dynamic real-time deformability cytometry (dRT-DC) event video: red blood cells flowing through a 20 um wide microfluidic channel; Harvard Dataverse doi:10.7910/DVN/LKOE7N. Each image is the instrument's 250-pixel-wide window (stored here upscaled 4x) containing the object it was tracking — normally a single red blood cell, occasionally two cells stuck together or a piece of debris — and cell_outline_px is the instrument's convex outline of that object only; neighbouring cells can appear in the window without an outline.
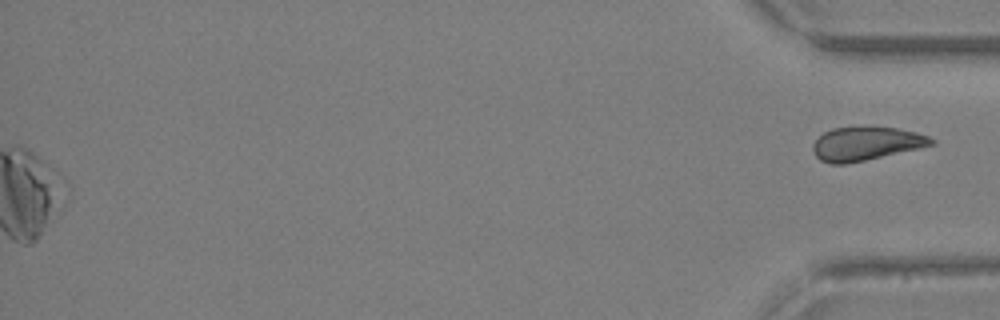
{"species": "Egyptian fruit bat (a non-hibernating species)", "species_latin": "Rousettus aegyptiacus", "temperature_condition": "warm", "stored_images_in_passage": 41, "segment_of_instrument_passage": [2, 2], "camera_frame_rate_fps": 3000, "um_per_image_px": 0.085, "animal": {"sex": "female"}, "frame": {"image": 1, "passage_image": 41, "time_ms": 13.333, "image_size_px": [1000, 320], "cell_outline_px": [[936, 144], [920, 148], [864, 160], [844, 164], [832, 164], [820, 160], [816, 156], [812, 148], [812, 144], [824, 132], [832, 128], [896, 128], [916, 132], [928, 136], [936, 140]], "centroid_in_image_um": [73.62, 12.22], "position_along_channel_um": 361.6, "area_um2": 22.77}}